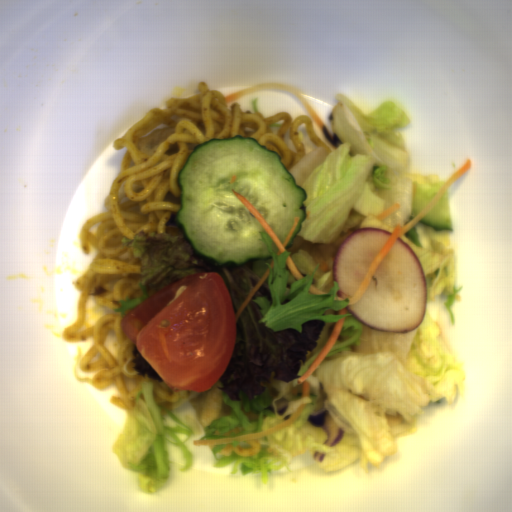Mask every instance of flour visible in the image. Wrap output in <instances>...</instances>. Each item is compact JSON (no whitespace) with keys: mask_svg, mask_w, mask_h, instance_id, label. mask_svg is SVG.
<instances>
[{"mask_svg":"<svg viewBox=\"0 0 512 512\" xmlns=\"http://www.w3.org/2000/svg\"><path fill=\"white\" fill-rule=\"evenodd\" d=\"M217 387H224L219 379L205 391H196L189 400L202 427L212 425L224 416H230L232 409L225 403L224 393Z\"/></svg>","mask_w":512,"mask_h":512,"instance_id":"1","label":"flour"}]
</instances>
